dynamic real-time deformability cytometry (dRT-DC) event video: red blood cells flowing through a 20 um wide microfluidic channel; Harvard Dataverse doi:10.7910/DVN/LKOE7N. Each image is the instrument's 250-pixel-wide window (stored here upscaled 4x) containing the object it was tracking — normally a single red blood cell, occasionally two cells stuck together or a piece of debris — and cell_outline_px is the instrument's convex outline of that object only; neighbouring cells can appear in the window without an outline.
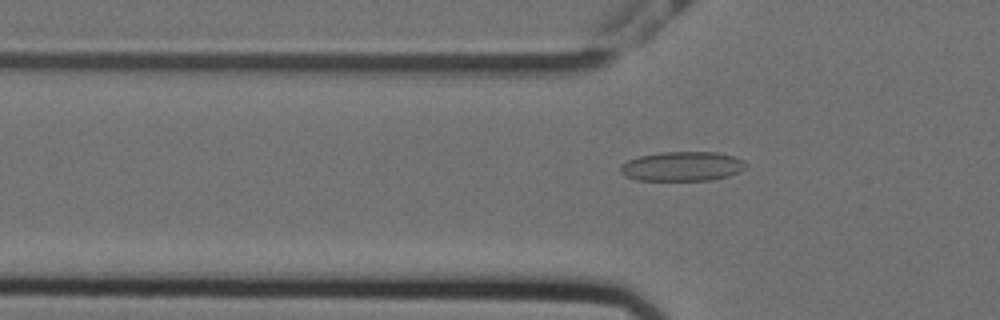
{"species": "Egyptian fruit bat (a non-hibernating species)", "species_latin": "Rousettus aegyptiacus", "temperature_condition": "cold", "stored_images_in_passage": 55, "camera_frame_rate_fps": 3000, "um_per_image_px": 0.085, "animal": {"sex": "female"}, "frame": {"image": 1, "passage_image": 17, "time_ms": 5.333, "image_size_px": [1000, 320], "cell_outline_px": [[748, 164], [740, 172], [728, 176], [712, 180], [636, 180], [624, 176], [620, 172], [620, 164], [636, 156], [660, 152], [716, 152], [732, 156], [744, 160]], "centroid_in_image_um": [57.96, 14.14], "position_along_channel_um": 67.8, "area_um2": 21.79}}
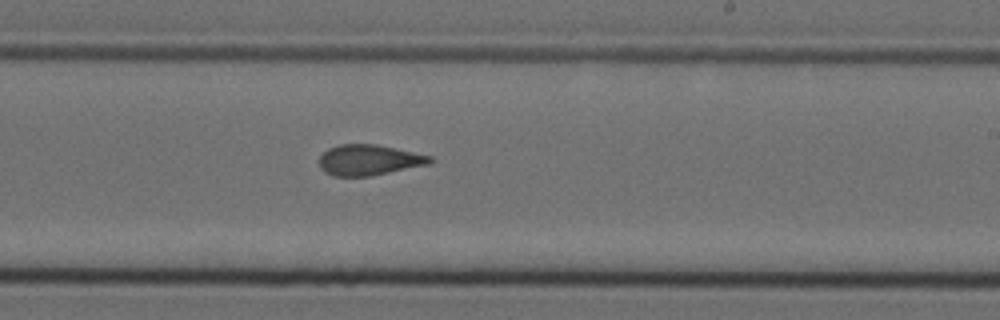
{"frame": {"image": 2, "passage_image": 33, "time_ms": 10.667, "image_size_px": [1000, 320], "cell_outline_px": [[436, 160], [428, 164], [372, 176], [332, 176], [324, 172], [320, 168], [320, 156], [328, 148], [340, 144], [376, 144], [432, 156]], "centroid_in_image_um": [31.36, 13.6], "position_along_channel_um": 257.6, "area_um2": 19.83}}
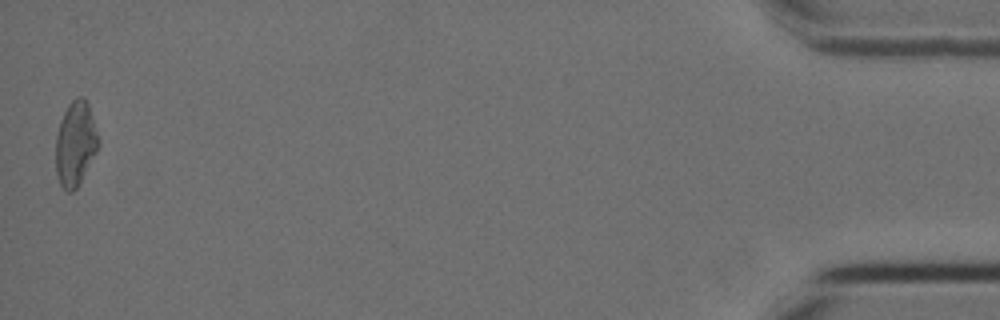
{"frame": {"image": 3, "passage_image": 55, "time_ms": 18.0, "image_size_px": [1000, 320], "cell_outline_px": [[96, 152], [76, 188], [72, 192], [68, 192], [60, 184], [56, 172], [56, 136], [60, 120], [68, 104], [76, 96], [84, 96], [88, 104], [96, 132]], "centroid_in_image_um": [6.36, 12.19], "position_along_channel_um": 428.8, "area_um2": 20.4}, "authors_computed_cell_mechanics": {"area_um2": 20.23, "velocity_mm_per_s": 3.5468, "shape_relaxation_time_tau1_ms": null, "shape_relaxation_time_tau2_ms": 1.5652, "deformation_change_tau1": null, "deformation_change_tau2": 0.0718}}